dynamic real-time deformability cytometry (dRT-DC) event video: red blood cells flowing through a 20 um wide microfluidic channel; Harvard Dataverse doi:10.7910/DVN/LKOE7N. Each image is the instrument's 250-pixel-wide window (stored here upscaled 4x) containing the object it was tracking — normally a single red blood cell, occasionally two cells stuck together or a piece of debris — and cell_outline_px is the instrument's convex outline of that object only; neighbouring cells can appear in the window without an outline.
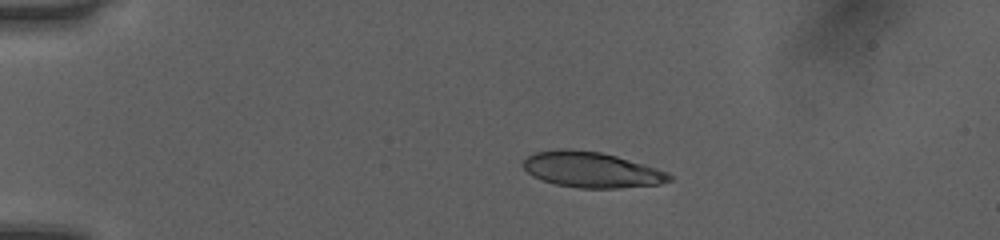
{"species": "human", "species_latin": "Homo sapiens", "temperature_condition": "room temperature", "stored_images_in_passage": 41, "camera_frame_rate_fps": 3000, "um_per_image_px": 0.085, "donor": {"sex": "female"}, "frame": {"image": 1, "passage_image": 1, "time_ms": 0.0, "image_size_px": [1000, 240], "cell_outline_px": [[672, 180], [660, 184], [620, 188], [580, 188], [556, 184], [540, 180], [532, 176], [524, 168], [524, 160], [528, 156], [536, 152], [560, 148], [568, 148], [600, 152], [616, 156], [644, 164], [668, 172], [672, 176]], "centroid_in_image_um": [50.28, 14.43], "position_along_channel_um": 34.7, "area_um2": 30.35}}
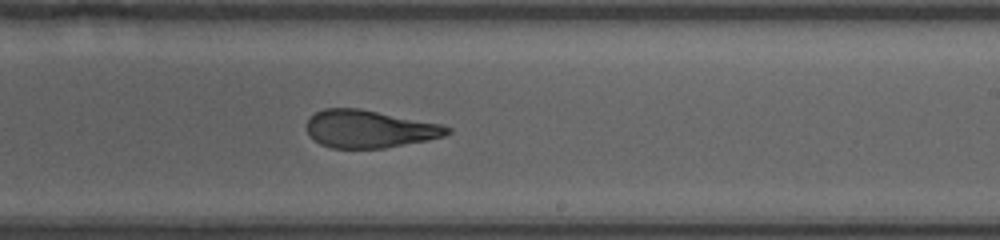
{"frame": {"image": 2, "passage_image": 22, "time_ms": 7.0, "image_size_px": [1000, 240], "cell_outline_px": [[452, 132], [444, 136], [428, 140], [384, 148], [332, 148], [320, 144], [312, 140], [308, 132], [308, 120], [316, 112], [324, 108], [360, 108], [440, 124], [452, 128]], "centroid_in_image_um": [31.4, 10.96], "position_along_channel_um": 257.6, "area_um2": 30.75}}
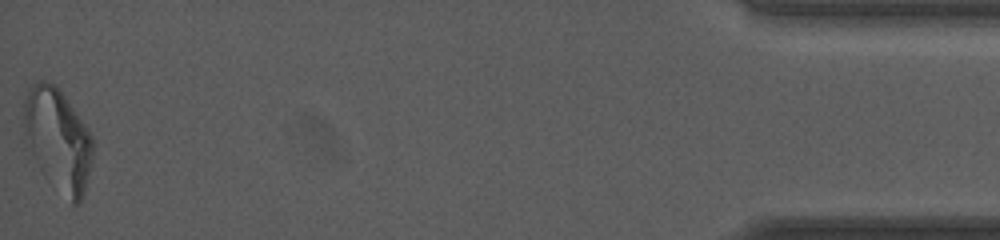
{"frame": {"image": 3, "passage_image": 41, "time_ms": 13.333, "image_size_px": [1000, 240], "cell_outline_px": [[92, 160], [84, 188], [80, 200], [76, 204], [72, 204], [28, 160], [24, 140], [24, 100], [28, 88], [36, 80], [44, 80], [52, 84], [64, 96], [88, 128], [92, 136]], "centroid_in_image_um": [4.84, 11.88], "position_along_channel_um": 430.4, "area_um2": 41.62}, "authors_computed_cell_mechanics": {"area_um2": 32.1946, "velocity_mm_per_s": 4.0657, "shape_relaxation_time_tau1_ms": null, "shape_relaxation_time_tau2_ms": 1.5329, "deformation_change_tau1": null, "deformation_change_tau2": 0.0961}}